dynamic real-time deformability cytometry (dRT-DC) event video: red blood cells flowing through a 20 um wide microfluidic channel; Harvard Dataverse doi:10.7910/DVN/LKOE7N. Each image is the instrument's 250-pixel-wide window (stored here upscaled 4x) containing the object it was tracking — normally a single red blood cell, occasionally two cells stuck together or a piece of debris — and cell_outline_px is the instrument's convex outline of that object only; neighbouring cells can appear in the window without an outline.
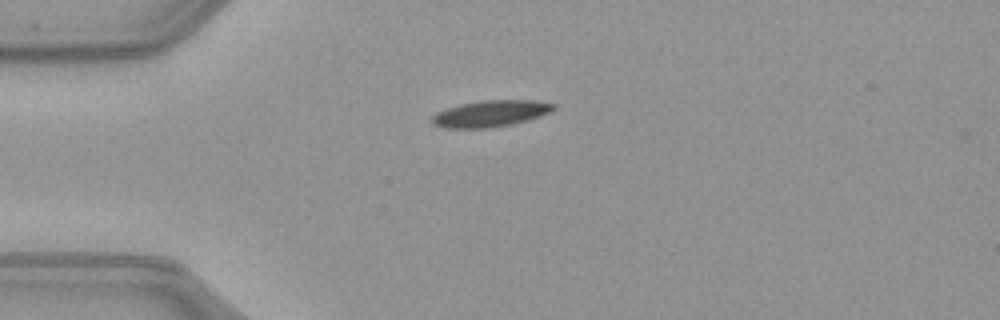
{"species": "common noctule bat (a hibernating species)", "species_latin": "Nyctalus noctula", "temperature_condition": "warm", "stored_images_in_passage": 39, "camera_frame_rate_fps": 3000, "um_per_image_px": 0.085, "animal": {"sex": "female", "body_mass_g": 21.9}, "frame": {"image": 1, "passage_image": 1, "time_ms": 0.0, "image_size_px": [1000, 320], "cell_outline_px": [[556, 108], [552, 112], [528, 120], [512, 124], [488, 128], [444, 128], [432, 124], [432, 116], [436, 112], [444, 108], [460, 104], [480, 100], [536, 100], [556, 104]], "centroid_in_image_um": [41.7, 9.65], "position_along_channel_um": 43.3, "area_um2": 19.02}}
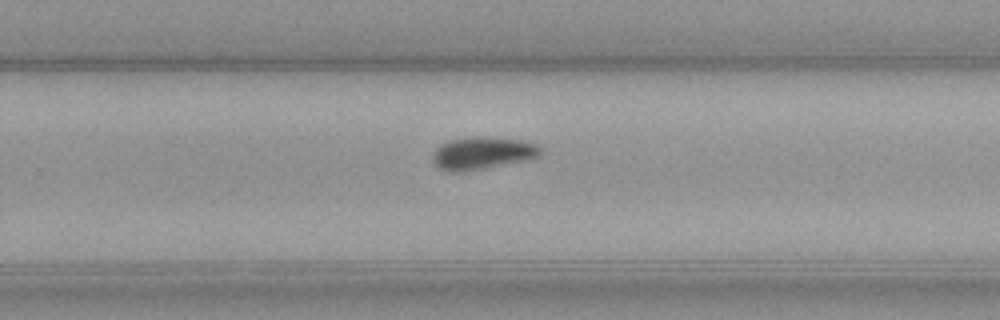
{"frame": {"image": 2, "passage_image": 21, "time_ms": 6.667, "image_size_px": [1000, 320], "cell_outline_px": [[540, 156], [528, 160], [464, 172], [448, 172], [440, 168], [432, 160], [432, 152], [440, 144], [448, 140], [476, 136], [480, 136], [520, 140], [536, 144], [540, 148]], "centroid_in_image_um": [40.97, 13.02], "position_along_channel_um": 288.8, "area_um2": 20.52}}
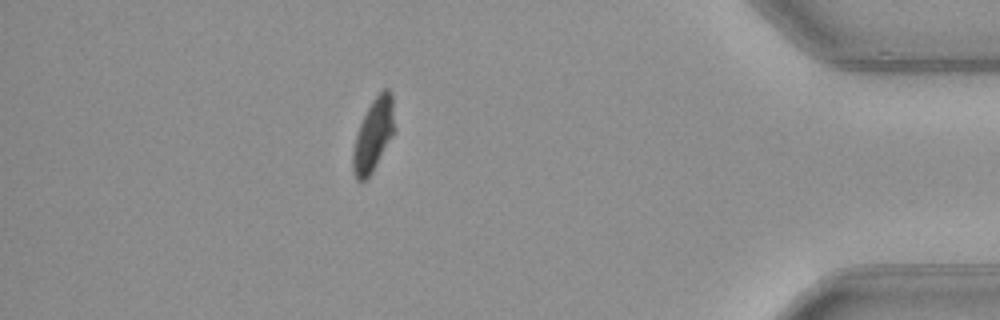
{"frame": {"image": 3, "passage_image": 33, "time_ms": 10.667, "image_size_px": [1000, 320], "cell_outline_px": [[392, 132], [372, 172], [364, 180], [356, 180], [352, 168], [352, 152], [356, 136], [360, 124], [372, 100], [384, 88], [388, 88], [392, 92]], "centroid_in_image_um": [31.68, 11.47], "position_along_channel_um": 403.5, "area_um2": 16.65}, "authors_computed_cell_mechanics": {"area_um2": 19.1896, "velocity_mm_per_s": 4.0121, "shape_relaxation_time_tau1_ms": 3.6819, "shape_relaxation_time_tau2_ms": null, "deformation_change_tau1": 0.1299, "deformation_change_tau2": null}}